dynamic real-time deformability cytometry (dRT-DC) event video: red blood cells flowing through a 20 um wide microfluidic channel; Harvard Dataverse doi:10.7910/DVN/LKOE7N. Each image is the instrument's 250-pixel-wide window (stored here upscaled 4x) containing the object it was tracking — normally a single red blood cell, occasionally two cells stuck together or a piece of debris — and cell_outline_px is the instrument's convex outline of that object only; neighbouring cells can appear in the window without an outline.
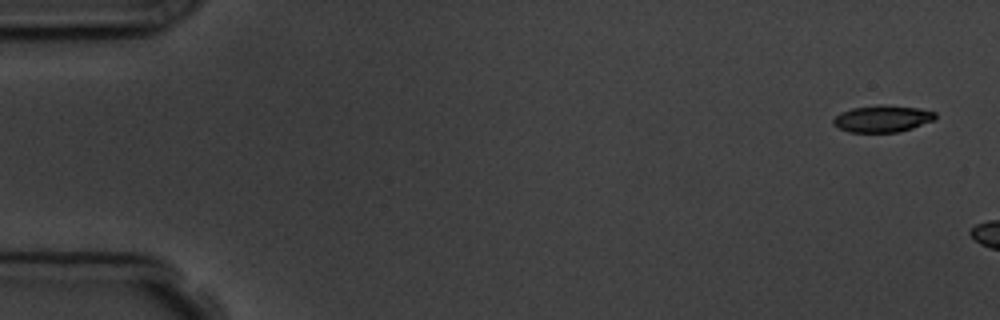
{"species": "common noctule bat (a hibernating species)", "species_latin": "Nyctalus noctula", "temperature_condition": "room temperature", "stored_images_in_passage": 3, "camera_frame_rate_fps": 3000, "um_per_image_px": 0.085, "animal": {"sex": "male", "body_mass_g": 19.5, "forearm_length_mm": 54.6}, "frame": {"image": 1, "passage_image": 1, "time_ms": 0.0, "image_size_px": [1000, 320], "cell_outline_px": [[936, 120], [912, 128], [896, 132], [848, 132], [832, 124], [832, 120], [840, 112], [852, 108], [880, 104], [920, 108], [936, 112]], "centroid_in_image_um": [75.02, 10.08], "position_along_channel_um": 10.0, "area_um2": 16.07}}